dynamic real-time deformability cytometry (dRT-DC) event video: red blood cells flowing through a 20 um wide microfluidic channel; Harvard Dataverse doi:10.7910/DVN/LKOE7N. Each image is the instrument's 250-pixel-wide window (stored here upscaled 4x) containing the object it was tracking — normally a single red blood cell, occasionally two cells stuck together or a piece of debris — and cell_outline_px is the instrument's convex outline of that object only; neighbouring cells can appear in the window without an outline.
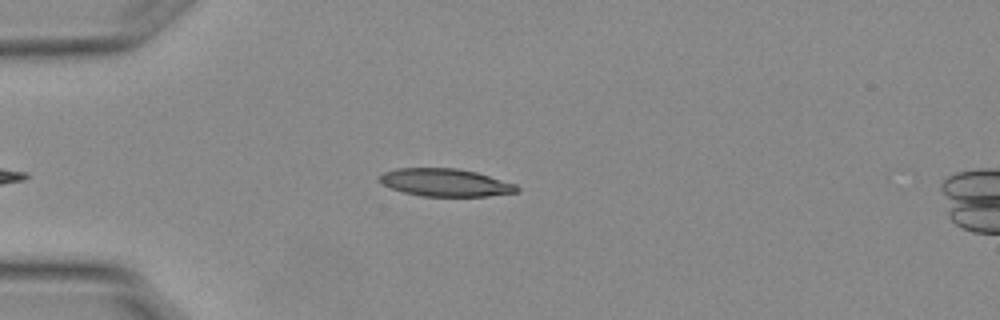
{"species": "Egyptian fruit bat (a non-hibernating species)", "species_latin": "Rousettus aegyptiacus", "temperature_condition": "warm", "stored_images_in_passage": 38, "camera_frame_rate_fps": 3000, "um_per_image_px": 0.085, "animal": {"sex": "female"}, "frame": {"image": 1, "passage_image": 3, "time_ms": 0.667, "image_size_px": [1000, 320], "cell_outline_px": [[520, 188], [516, 192], [488, 196], [420, 196], [404, 192], [392, 188], [376, 180], [376, 176], [384, 172], [396, 168], [456, 168], [476, 172], [516, 184]], "centroid_in_image_um": [37.81, 15.51], "position_along_channel_um": 47.2, "area_um2": 22.2}}
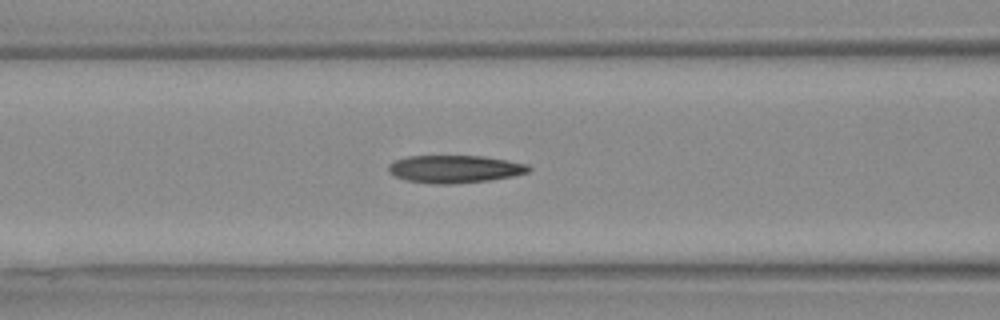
{"frame": {"image": 2, "passage_image": 11, "time_ms": 3.333, "image_size_px": [1000, 320], "cell_outline_px": [[532, 168], [528, 172], [512, 176], [488, 180], [448, 184], [432, 184], [404, 180], [388, 172], [388, 164], [396, 160], [408, 156], [484, 156], [508, 160], [528, 164]], "centroid_in_image_um": [38.64, 14.36], "position_along_channel_um": 128.0, "area_um2": 22.6}}
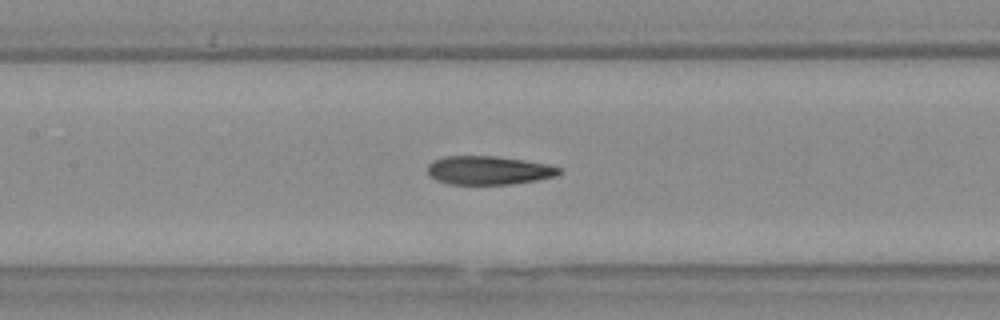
{"frame": {"image": 3, "passage_image": 14, "time_ms": 4.333, "image_size_px": [1000, 320], "cell_outline_px": [[564, 172], [556, 176], [536, 180], [512, 184], [448, 184], [436, 180], [428, 176], [428, 164], [432, 160], [444, 156], [496, 156], [524, 160], [544, 164], [560, 168]], "centroid_in_image_um": [41.5, 14.48], "position_along_channel_um": 165.9, "area_um2": 22.02}, "authors_computed_cell_mechanics": {"area_um2": 22.4842, "velocity_mm_per_s": 3.7881, "shape_relaxation_time_tau1_ms": null, "shape_relaxation_time_tau2_ms": 2.0102, "deformation_change_tau1": null, "deformation_change_tau2": 0.1019}}